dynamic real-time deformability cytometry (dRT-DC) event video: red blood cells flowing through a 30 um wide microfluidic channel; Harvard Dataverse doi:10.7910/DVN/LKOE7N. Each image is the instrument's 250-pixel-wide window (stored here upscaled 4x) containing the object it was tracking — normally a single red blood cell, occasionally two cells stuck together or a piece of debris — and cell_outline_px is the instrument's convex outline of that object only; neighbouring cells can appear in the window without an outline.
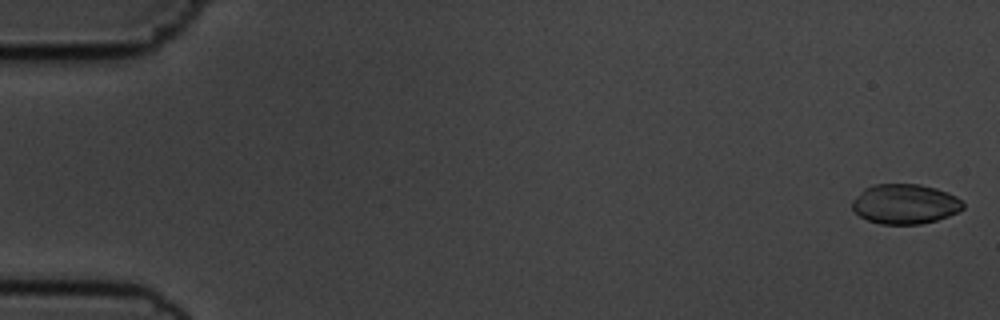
{"species": "common noctule bat (a hibernating species)", "species_latin": "Nyctalus noctula", "temperature_condition": "cold", "stored_images_in_passage": 55, "camera_frame_rate_fps": 3000, "um_per_image_px": 0.085, "animal": {"sex": "male", "body_mass_g": 19.5, "forearm_length_mm": 54.6}, "frame": {"image": 1, "passage_image": 1, "time_ms": 0.0, "image_size_px": [1000, 320], "cell_outline_px": [[964, 208], [960, 212], [936, 220], [920, 224], [880, 224], [868, 220], [860, 216], [852, 208], [852, 200], [864, 188], [872, 184], [920, 184], [936, 188], [948, 192], [964, 200]], "centroid_in_image_um": [76.95, 17.33], "position_along_channel_um": 8.0, "area_um2": 26.01}}
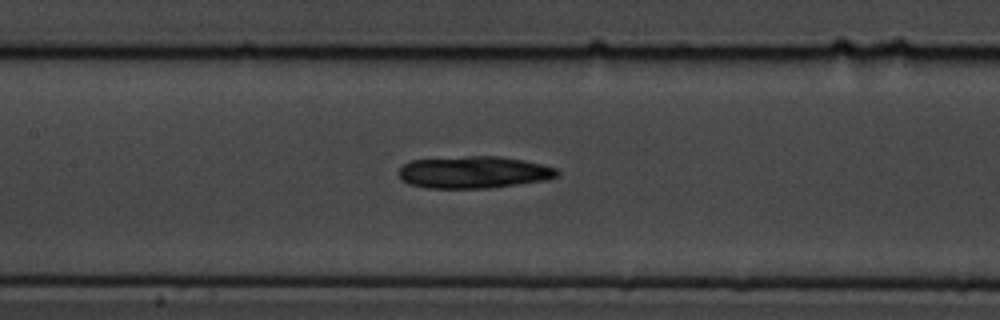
{"frame": {"image": 2, "passage_image": 26, "time_ms": 8.333, "image_size_px": [1000, 320], "cell_outline_px": [[560, 172], [556, 176], [544, 180], [488, 188], [424, 188], [408, 184], [400, 180], [396, 172], [404, 164], [412, 160], [468, 156], [500, 156], [524, 160], [556, 168]], "centroid_in_image_um": [40.2, 14.64], "position_along_channel_um": 167.2, "area_um2": 29.65}}
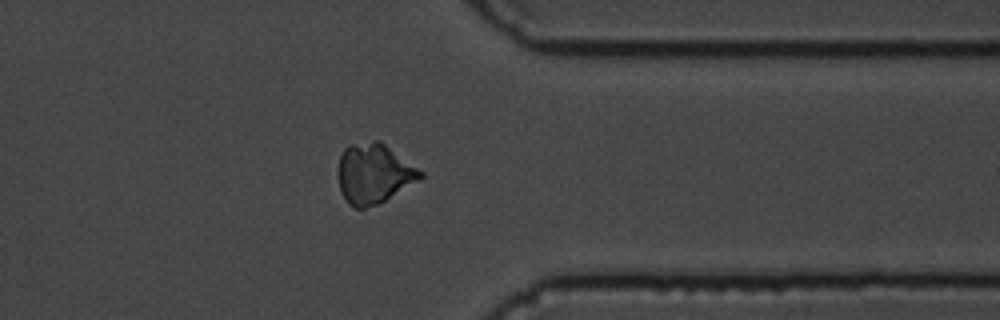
{"frame": {"image": 3, "passage_image": 44, "time_ms": 14.333, "image_size_px": [1000, 320], "cell_outline_px": [[424, 176], [384, 200], [376, 204], [364, 208], [356, 208], [348, 204], [340, 192], [336, 176], [336, 172], [340, 156], [344, 148], [348, 144], [376, 140], [380, 140], [424, 172]], "centroid_in_image_um": [31.72, 14.73], "position_along_channel_um": 379.7, "area_um2": 28.84}, "authors_computed_cell_mechanics": {"area_um2": 28.033, "velocity_mm_per_s": 3.6498, "shape_relaxation_time_tau1_ms": 3.6514, "shape_relaxation_time_tau2_ms": null, "deformation_change_tau1": 0.1222, "deformation_change_tau2": null}}